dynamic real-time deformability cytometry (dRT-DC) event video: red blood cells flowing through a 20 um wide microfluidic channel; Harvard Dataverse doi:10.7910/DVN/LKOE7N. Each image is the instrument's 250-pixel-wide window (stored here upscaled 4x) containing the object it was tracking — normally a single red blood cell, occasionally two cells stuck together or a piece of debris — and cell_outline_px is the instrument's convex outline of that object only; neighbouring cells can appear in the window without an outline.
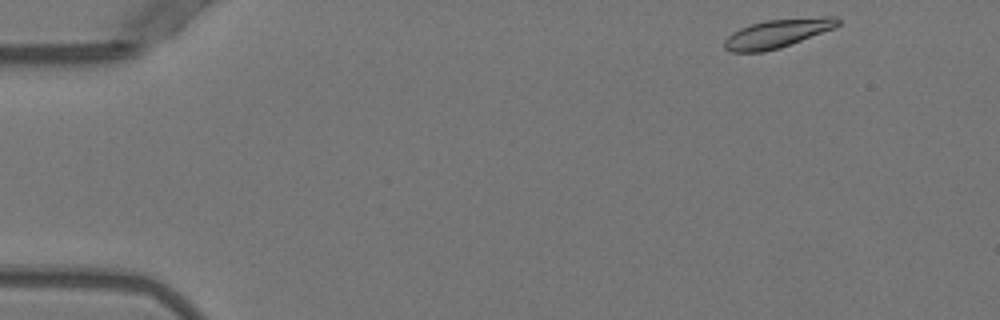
{"species": "Egyptian fruit bat (a non-hibernating species)", "species_latin": "Rousettus aegyptiacus", "temperature_condition": "warm", "stored_images_in_passage": 48, "camera_frame_rate_fps": 3000, "um_per_image_px": 0.085, "animal": {"sex": "female"}, "frame": {"image": 1, "passage_image": 1, "time_ms": 0.0, "image_size_px": [1000, 320], "cell_outline_px": [[840, 24], [832, 28], [780, 48], [764, 52], [732, 52], [724, 48], [724, 40], [732, 32], [740, 28], [764, 20], [824, 16], [836, 16], [840, 20]], "centroid_in_image_um": [66.05, 2.83], "position_along_channel_um": 18.9, "area_um2": 18.79}}
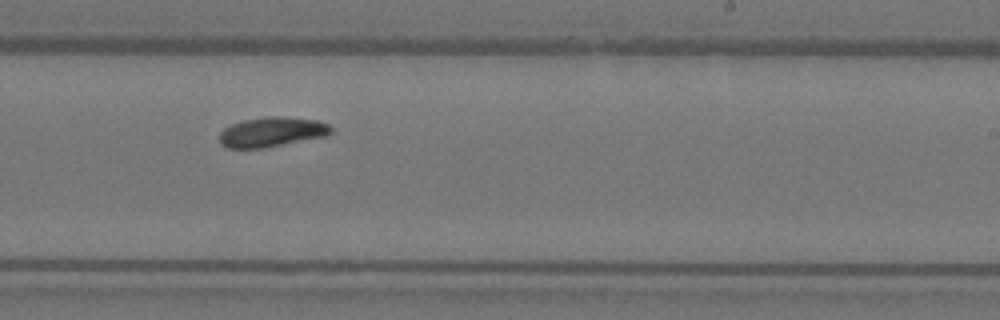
{"frame": {"image": 2, "passage_image": 28, "time_ms": 9.0, "image_size_px": [1000, 320], "cell_outline_px": [[332, 132], [328, 136], [264, 148], [228, 148], [220, 144], [220, 132], [224, 128], [232, 124], [244, 120], [268, 116], [280, 116], [320, 120], [328, 124], [332, 128]], "centroid_in_image_um": [23.14, 11.22], "position_along_channel_um": 265.9, "area_um2": 19.54}}
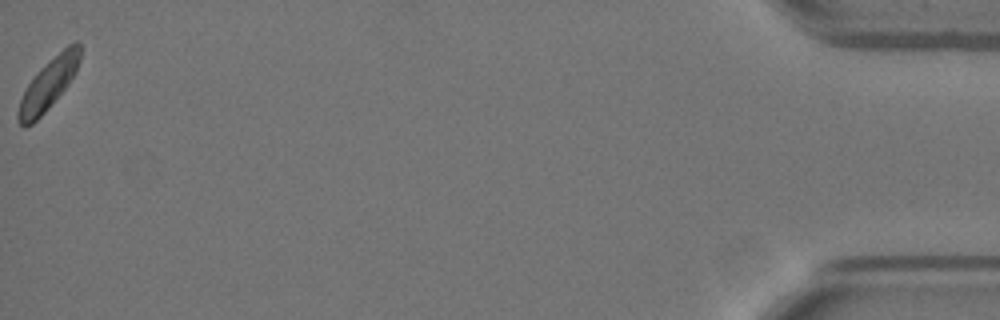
{"frame": {"image": 3, "passage_image": 48, "time_ms": 15.667, "image_size_px": [1000, 320], "cell_outline_px": [[80, 60], [76, 72], [68, 84], [48, 108], [32, 124], [24, 128], [16, 120], [16, 112], [20, 100], [28, 84], [36, 72], [44, 64], [68, 44], [76, 40], [80, 44]], "centroid_in_image_um": [4.1, 7.15], "position_along_channel_um": 431.1, "area_um2": 18.32}, "authors_computed_cell_mechanics": {"area_um2": 18.9584, "velocity_mm_per_s": 3.8999, "shape_relaxation_time_tau1_ms": 4.4623, "shape_relaxation_time_tau2_ms": null, "deformation_change_tau1": 0.1117, "deformation_change_tau2": null}}